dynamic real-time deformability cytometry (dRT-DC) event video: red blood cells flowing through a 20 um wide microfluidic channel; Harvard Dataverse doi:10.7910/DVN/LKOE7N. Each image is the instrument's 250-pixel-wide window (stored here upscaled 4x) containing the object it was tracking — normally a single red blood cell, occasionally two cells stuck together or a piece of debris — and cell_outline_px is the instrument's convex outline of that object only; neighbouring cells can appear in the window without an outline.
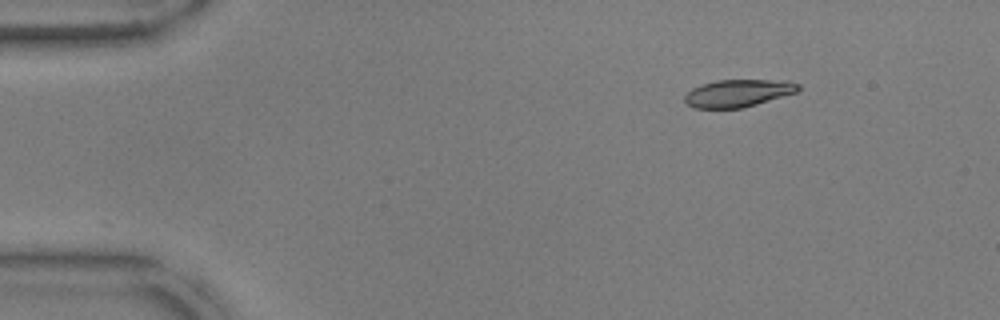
{"species": "common noctule bat (a hibernating species)", "species_latin": "Nyctalus noctula", "temperature_condition": "warm", "stored_images_in_passage": 47, "camera_frame_rate_fps": 3000, "um_per_image_px": 0.085, "animal": {"sex": "male", "body_mass_g": 17.9, "forearm_length_mm": 54.2}, "frame": {"image": 1, "passage_image": 1, "time_ms": 0.0, "image_size_px": [1000, 320], "cell_outline_px": [[800, 88], [796, 92], [756, 104], [740, 108], [692, 108], [684, 100], [684, 96], [692, 88], [716, 80], [788, 80], [800, 84]], "centroid_in_image_um": [62.74, 7.91], "position_along_channel_um": 22.3, "area_um2": 18.03}}
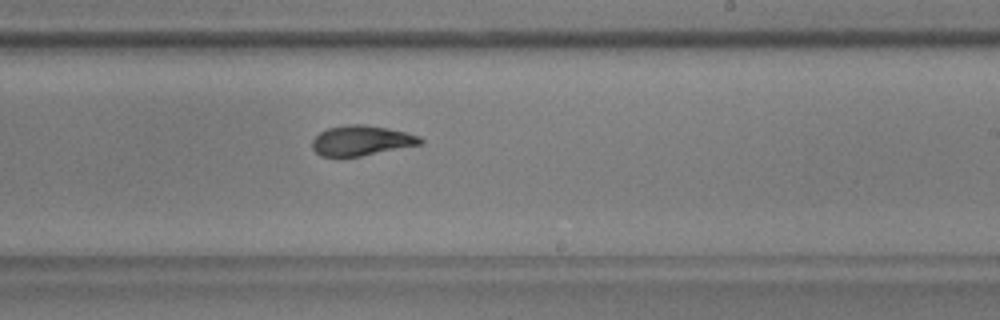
{"frame": {"image": 2, "passage_image": 26, "time_ms": 8.333, "image_size_px": [1000, 320], "cell_outline_px": [[424, 140], [420, 144], [360, 156], [320, 156], [312, 148], [312, 140], [320, 132], [328, 128], [348, 124], [364, 124], [388, 128], [420, 136]], "centroid_in_image_um": [30.69, 11.94], "position_along_channel_um": 258.3, "area_um2": 18.73}}
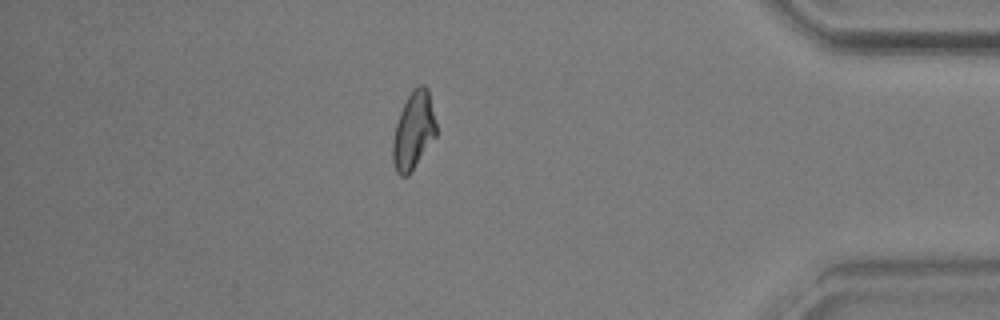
{"frame": {"image": 3, "passage_image": 40, "time_ms": 13.0, "image_size_px": [1000, 320], "cell_outline_px": [[436, 136], [412, 172], [408, 176], [400, 176], [396, 172], [392, 160], [392, 140], [396, 124], [400, 112], [408, 96], [420, 84], [424, 84], [428, 88], [436, 124]], "centroid_in_image_um": [35.14, 11.16], "position_along_channel_um": 400.1, "area_um2": 19.65}, "authors_computed_cell_mechanics": {"area_um2": 19.5364, "velocity_mm_per_s": 3.7931, "shape_relaxation_time_tau1_ms": 5.2462, "shape_relaxation_time_tau2_ms": 1.8966, "deformation_change_tau1": 0.1744, "deformation_change_tau2": 0.0805}}